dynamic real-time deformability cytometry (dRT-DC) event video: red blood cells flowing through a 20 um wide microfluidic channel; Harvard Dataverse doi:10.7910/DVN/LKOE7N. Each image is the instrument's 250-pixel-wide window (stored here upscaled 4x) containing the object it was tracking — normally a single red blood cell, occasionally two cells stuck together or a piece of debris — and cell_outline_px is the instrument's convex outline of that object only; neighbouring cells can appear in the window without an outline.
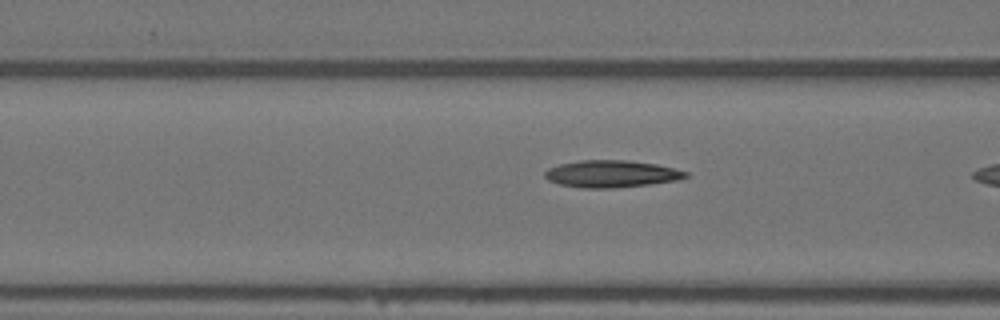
{"species": "Egyptian fruit bat (a non-hibernating species)", "species_latin": "Rousettus aegyptiacus", "temperature_condition": "warm", "stored_images_in_passage": 8, "camera_frame_rate_fps": 3000, "um_per_image_px": 0.085, "animal": {"sex": "female"}, "frame": {"image": 1, "passage_image": 7, "time_ms": 2.0, "image_size_px": [1000, 320], "cell_outline_px": [[688, 176], [676, 180], [648, 184], [612, 188], [584, 188], [560, 184], [548, 180], [544, 176], [544, 172], [548, 168], [560, 164], [580, 160], [628, 160], [656, 164], [688, 172]], "centroid_in_image_um": [51.94, 14.77], "position_along_channel_um": 114.7, "area_um2": 22.02}}